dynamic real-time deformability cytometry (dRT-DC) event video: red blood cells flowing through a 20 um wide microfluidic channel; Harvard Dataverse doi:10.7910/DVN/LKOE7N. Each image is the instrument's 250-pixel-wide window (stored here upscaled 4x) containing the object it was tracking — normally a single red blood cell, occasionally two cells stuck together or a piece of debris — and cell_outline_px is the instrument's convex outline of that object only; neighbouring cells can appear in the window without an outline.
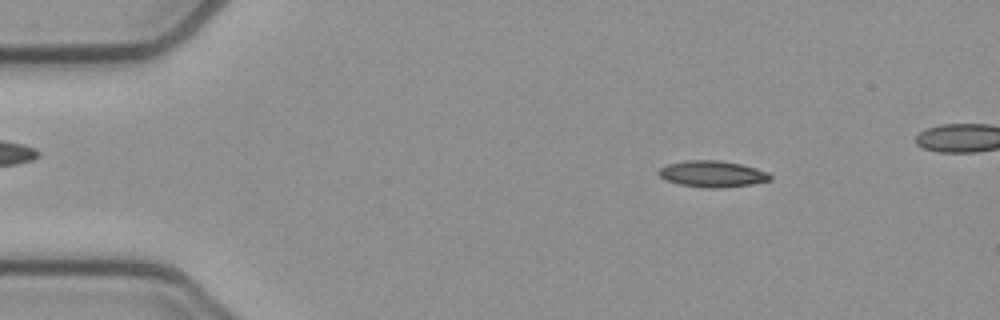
{"species": "common noctule bat (a hibernating species)", "species_latin": "Nyctalus noctula", "temperature_condition": "cold", "stored_images_in_passage": 45, "camera_frame_rate_fps": 3000, "um_per_image_px": 0.085, "animal": {"sex": "female", "body_mass_g": 21.9}, "frame": {"image": 1, "passage_image": 4, "time_ms": 1.0, "image_size_px": [1000, 320], "cell_outline_px": [[772, 180], [752, 184], [720, 188], [704, 188], [680, 184], [664, 180], [656, 172], [660, 168], [668, 164], [688, 160], [720, 160], [740, 164], [756, 168], [768, 172], [772, 176]], "centroid_in_image_um": [60.55, 14.79], "position_along_channel_um": 24.4, "area_um2": 17.22}}
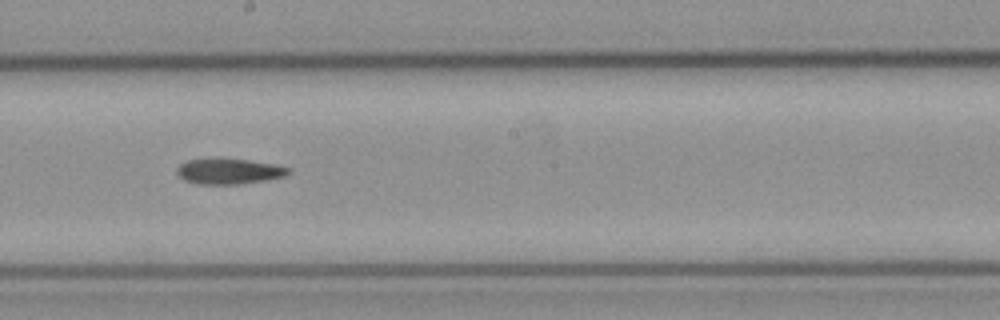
{"frame": {"image": 2, "passage_image": 25, "time_ms": 8.0, "image_size_px": [1000, 320], "cell_outline_px": [[292, 172], [284, 176], [264, 180], [240, 184], [196, 184], [184, 180], [176, 172], [176, 168], [180, 164], [188, 160], [220, 156], [248, 160], [272, 164], [292, 168]], "centroid_in_image_um": [19.43, 14.53], "position_along_channel_um": 228.8, "area_um2": 17.05}}
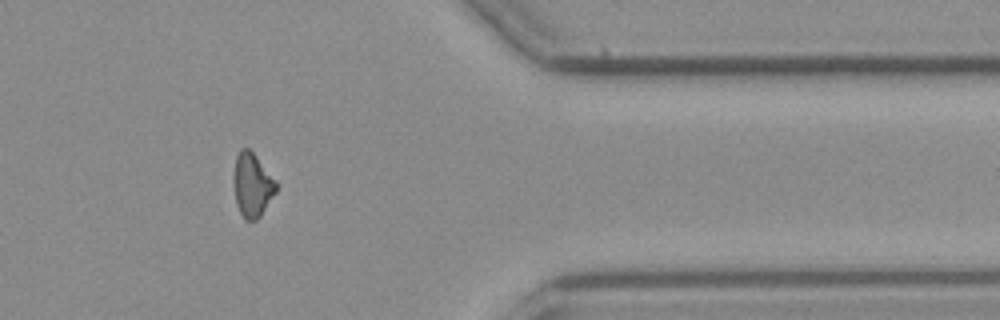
{"frame": {"image": 3, "passage_image": 39, "time_ms": 12.667, "image_size_px": [1000, 320], "cell_outline_px": [[276, 192], [260, 216], [256, 220], [244, 220], [236, 204], [232, 184], [232, 176], [236, 156], [240, 148], [248, 148], [256, 156], [276, 180]], "centroid_in_image_um": [21.4, 15.72], "position_along_channel_um": 390.0, "area_um2": 16.01}}